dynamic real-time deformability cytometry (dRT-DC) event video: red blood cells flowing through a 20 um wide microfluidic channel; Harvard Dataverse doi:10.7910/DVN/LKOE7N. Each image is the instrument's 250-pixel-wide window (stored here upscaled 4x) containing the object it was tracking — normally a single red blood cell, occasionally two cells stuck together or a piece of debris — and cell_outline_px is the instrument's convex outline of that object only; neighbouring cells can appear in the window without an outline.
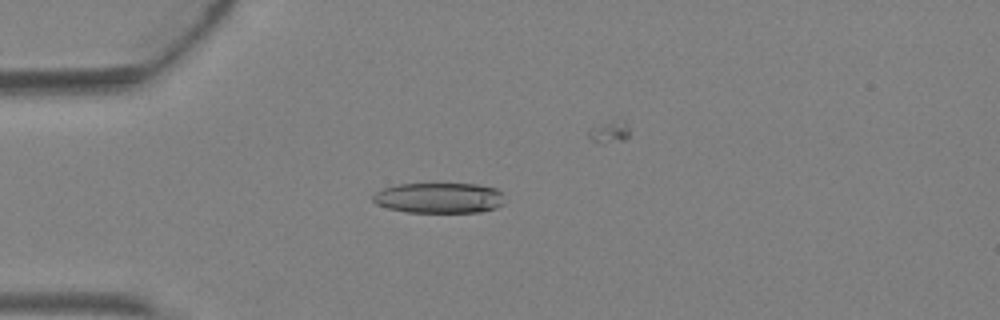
{"species": "Egyptian fruit bat (a non-hibernating species)", "species_latin": "Rousettus aegyptiacus", "temperature_condition": "warm", "stored_images_in_passage": 4, "camera_frame_rate_fps": 3000, "um_per_image_px": 0.085, "animal": {"sex": "female"}, "frame": {"image": 1, "passage_image": 3, "time_ms": 0.667, "image_size_px": [1000, 320], "cell_outline_px": [[504, 204], [496, 208], [480, 212], [408, 212], [388, 208], [376, 204], [372, 200], [372, 196], [376, 192], [384, 188], [396, 184], [480, 184], [496, 188], [504, 192]], "centroid_in_image_um": [37.38, 16.82], "position_along_channel_um": 47.6, "area_um2": 23.64}}